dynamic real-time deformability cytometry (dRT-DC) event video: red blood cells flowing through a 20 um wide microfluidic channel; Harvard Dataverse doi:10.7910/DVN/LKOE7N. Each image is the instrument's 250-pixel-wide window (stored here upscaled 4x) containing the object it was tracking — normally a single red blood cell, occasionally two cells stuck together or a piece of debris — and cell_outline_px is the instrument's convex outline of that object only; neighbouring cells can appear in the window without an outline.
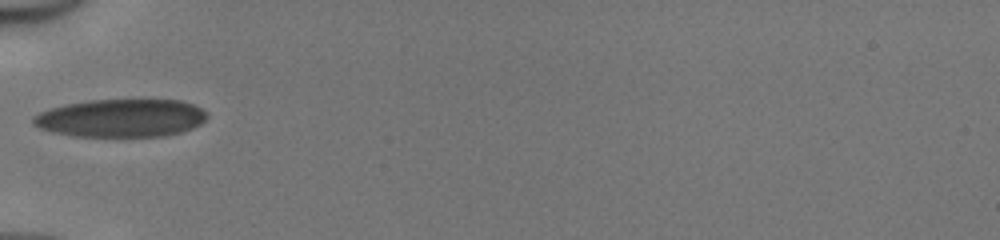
{"species": "human", "species_latin": "Homo sapiens", "temperature_condition": "cold", "stored_images_in_passage": 32, "camera_frame_rate_fps": 3000, "um_per_image_px": 0.085, "donor": {"sex": "male"}, "frame": {"image": 1, "passage_image": 1, "time_ms": 0.0, "image_size_px": [1000, 240], "cell_outline_px": [[208, 116], [200, 124], [184, 132], [164, 136], [72, 136], [52, 132], [40, 128], [32, 124], [32, 116], [40, 112], [52, 108], [68, 104], [92, 100], [180, 100], [192, 104], [208, 112]], "centroid_in_image_um": [10.3, 10.04], "position_along_channel_um": 74.7, "area_um2": 38.44}}
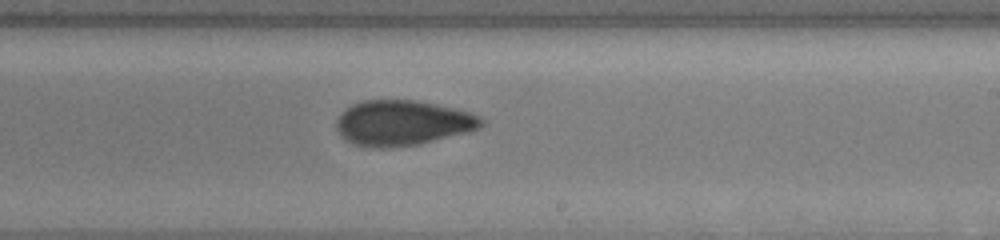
{"frame": {"image": 2, "passage_image": 14, "time_ms": 4.333, "image_size_px": [1000, 240], "cell_outline_px": [[484, 124], [480, 128], [472, 132], [416, 144], [388, 148], [372, 148], [352, 144], [344, 140], [340, 136], [336, 128], [336, 120], [340, 112], [352, 104], [364, 100], [416, 100], [456, 108], [480, 116], [484, 120]], "centroid_in_image_um": [34.2, 10.45], "position_along_channel_um": 254.8, "area_um2": 38.73}}
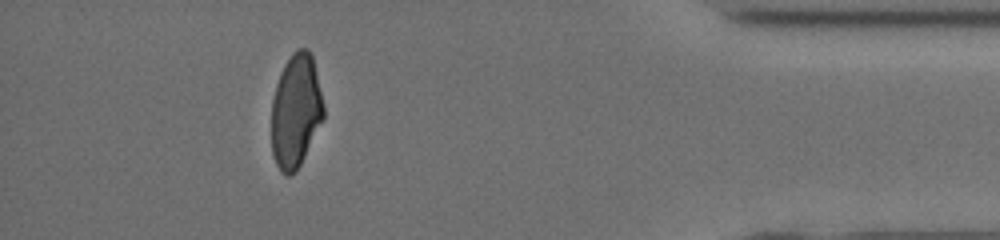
{"frame": {"image": 3, "passage_image": 28, "time_ms": 9.0, "image_size_px": [1000, 240], "cell_outline_px": [[324, 116], [296, 172], [288, 176], [284, 176], [280, 172], [276, 164], [272, 152], [272, 100], [276, 84], [280, 72], [284, 64], [292, 52], [296, 48], [308, 48], [312, 56], [324, 104]], "centroid_in_image_um": [25.13, 9.42], "position_along_channel_um": 410.1, "area_um2": 34.45}, "authors_computed_cell_mechanics": {"area_um2": 37.2232, "velocity_mm_per_s": 4.1847, "shape_relaxation_time_tau1_ms": 6.4193, "shape_relaxation_time_tau2_ms": 1.7524, "deformation_change_tau1": 0.1766, "deformation_change_tau2": 0.0759}}